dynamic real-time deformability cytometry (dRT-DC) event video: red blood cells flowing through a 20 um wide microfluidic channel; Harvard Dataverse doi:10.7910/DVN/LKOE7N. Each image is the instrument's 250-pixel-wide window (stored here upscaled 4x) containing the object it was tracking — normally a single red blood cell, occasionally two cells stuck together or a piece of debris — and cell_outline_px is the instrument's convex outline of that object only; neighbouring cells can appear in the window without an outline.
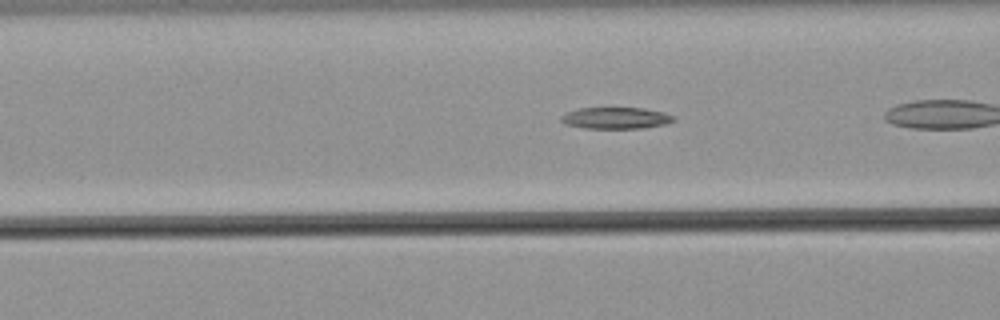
{"species": "common noctule bat (a hibernating species)", "species_latin": "Nyctalus noctula", "temperature_condition": "warm", "stored_images_in_passage": 24, "camera_frame_rate_fps": 3000, "um_per_image_px": 0.085, "animal": {"sex": "male", "body_mass_g": 21.5, "forearm_length_mm": 52.0}, "frame": {"image": 1, "passage_image": 4, "time_ms": 1.0, "image_size_px": [1000, 320], "cell_outline_px": [[676, 120], [664, 124], [644, 128], [584, 128], [564, 124], [560, 120], [560, 116], [568, 112], [580, 108], [644, 108], [664, 112], [676, 116]], "centroid_in_image_um": [52.37, 10.03], "position_along_channel_um": 114.2, "area_um2": 14.16}}